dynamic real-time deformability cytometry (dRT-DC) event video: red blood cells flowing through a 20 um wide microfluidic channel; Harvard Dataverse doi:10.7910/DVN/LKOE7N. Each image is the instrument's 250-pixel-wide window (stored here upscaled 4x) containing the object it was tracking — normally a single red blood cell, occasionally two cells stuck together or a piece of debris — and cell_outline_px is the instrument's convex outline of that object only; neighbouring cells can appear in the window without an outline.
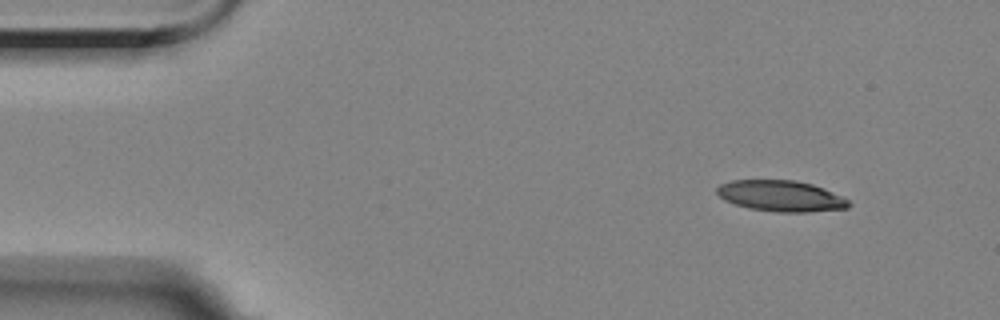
{"species": "Egyptian fruit bat (a non-hibernating species)", "species_latin": "Rousettus aegyptiacus", "temperature_condition": "room temperature", "stored_images_in_passage": 5, "camera_frame_rate_fps": 3000, "um_per_image_px": 0.085, "animal": {"sex": "female"}, "frame": {"image": 1, "passage_image": 2, "time_ms": 1.333, "image_size_px": [1000, 320], "cell_outline_px": [[852, 204], [848, 208], [808, 212], [776, 212], [748, 208], [724, 200], [716, 192], [716, 188], [720, 184], [732, 180], [796, 180], [812, 184], [824, 188], [844, 196]], "centroid_in_image_um": [66.41, 16.65], "position_along_channel_um": 18.6, "area_um2": 23.99}}
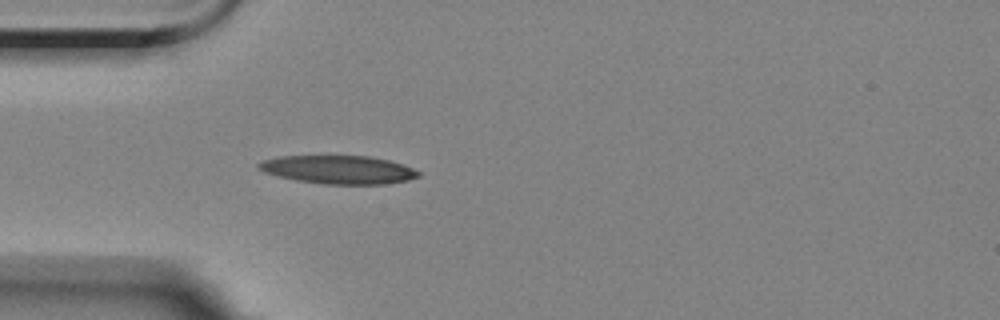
{"frame": {"image": 2, "passage_image": 5, "time_ms": 4.667, "image_size_px": [1000, 320], "cell_outline_px": [[420, 176], [408, 180], [384, 184], [324, 184], [296, 180], [264, 172], [256, 168], [256, 164], [264, 160], [280, 156], [368, 156], [388, 160], [404, 164], [420, 172]], "centroid_in_image_um": [28.77, 14.42], "position_along_channel_um": 56.2, "area_um2": 26.3}}